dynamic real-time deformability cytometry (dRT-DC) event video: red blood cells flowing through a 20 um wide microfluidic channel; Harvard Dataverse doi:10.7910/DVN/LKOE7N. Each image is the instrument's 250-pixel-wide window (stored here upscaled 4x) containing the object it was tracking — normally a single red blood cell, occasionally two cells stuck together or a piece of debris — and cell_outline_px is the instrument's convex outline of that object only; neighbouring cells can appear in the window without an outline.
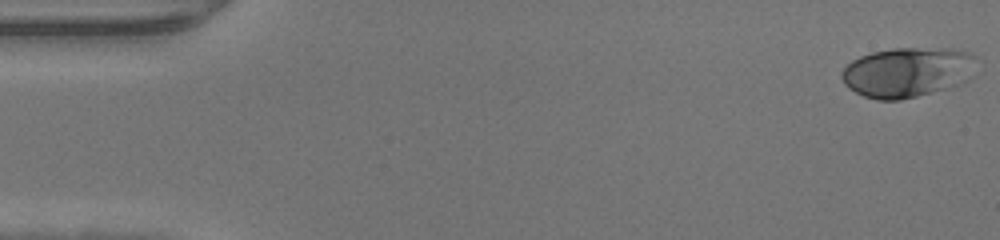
{"species": "human", "species_latin": "Homo sapiens", "temperature_condition": "warm", "stored_images_in_passage": 47, "camera_frame_rate_fps": 3000, "um_per_image_px": 0.085, "donor": {"sex": "male"}, "frame": {"image": 1, "passage_image": 1, "time_ms": 0.0, "image_size_px": [1000, 240], "cell_outline_px": [[976, 56], [972, 76], [968, 80], [960, 84], [916, 96], [900, 100], [876, 100], [864, 96], [848, 88], [844, 84], [840, 76], [840, 72], [852, 60], [860, 56], [872, 52], [892, 48], [952, 48], [972, 52]], "centroid_in_image_um": [77.13, 6.12], "position_along_channel_um": 7.9, "area_um2": 39.54}}
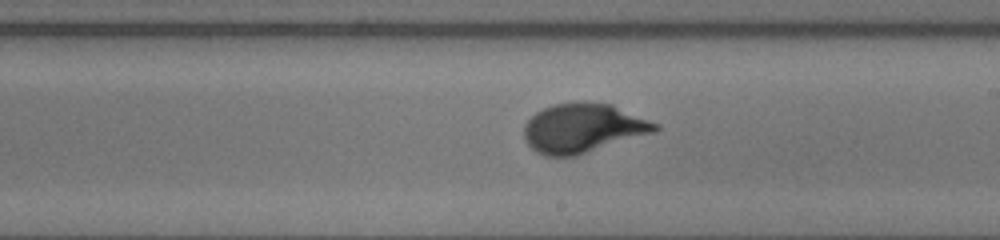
{"frame": {"image": 2, "passage_image": 27, "time_ms": 8.667, "image_size_px": [1000, 240], "cell_outline_px": [[660, 128], [656, 132], [576, 156], [544, 156], [536, 152], [528, 144], [524, 136], [524, 124], [536, 112], [552, 104], [580, 100], [584, 100], [612, 104], [660, 124]], "centroid_in_image_um": [49.58, 10.87], "position_along_channel_um": 239.4, "area_um2": 38.15}}
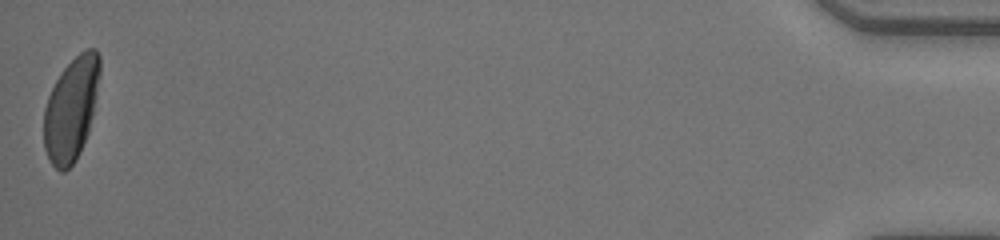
{"frame": {"image": 3, "passage_image": 47, "time_ms": 15.333, "image_size_px": [1000, 240], "cell_outline_px": [[100, 72], [96, 96], [92, 116], [88, 132], [80, 152], [76, 160], [64, 172], [60, 172], [52, 164], [44, 148], [44, 108], [48, 96], [60, 72], [80, 52], [88, 48], [96, 48], [100, 56]], "centroid_in_image_um": [6.05, 9.25], "position_along_channel_um": 429.2, "area_um2": 33.52}}